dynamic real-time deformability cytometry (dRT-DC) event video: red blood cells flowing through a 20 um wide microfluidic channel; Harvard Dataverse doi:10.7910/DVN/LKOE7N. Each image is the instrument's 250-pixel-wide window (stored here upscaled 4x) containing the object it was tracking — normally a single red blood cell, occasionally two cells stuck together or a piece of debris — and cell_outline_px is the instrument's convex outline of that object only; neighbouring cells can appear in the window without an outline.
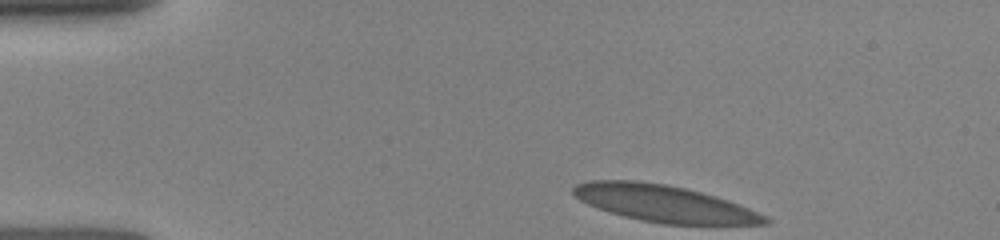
{"species": "human", "species_latin": "Homo sapiens", "temperature_condition": "room temperature", "stored_images_in_passage": 42, "camera_frame_rate_fps": 3000, "um_per_image_px": 0.085, "donor": {"sex": "female"}, "frame": {"image": 1, "passage_image": 1, "time_ms": 0.0, "image_size_px": [1000, 240], "cell_outline_px": [[772, 220], [768, 224], [664, 224], [640, 220], [608, 212], [588, 204], [580, 200], [572, 192], [572, 188], [576, 184], [592, 180], [632, 180], [664, 184], [684, 188], [700, 192], [736, 204], [756, 212]], "centroid_in_image_um": [56.38, 17.3], "position_along_channel_um": 28.6, "area_um2": 40.34}}
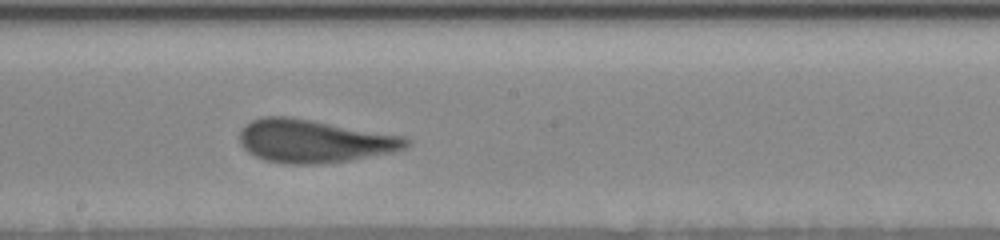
{"frame": {"image": 2, "passage_image": 27, "time_ms": 6.333, "image_size_px": [1000, 240], "cell_outline_px": [[412, 144], [404, 148], [392, 152], [348, 160], [320, 164], [288, 164], [264, 160], [248, 152], [240, 144], [240, 132], [252, 120], [264, 116], [288, 116], [408, 136], [412, 140]], "centroid_in_image_um": [26.75, 11.99], "position_along_channel_um": 221.5, "area_um2": 41.91}}
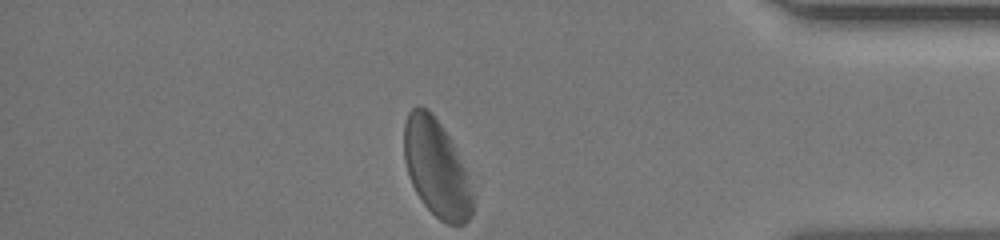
{"frame": {"image": 3, "passage_image": 41, "time_ms": 11.333, "image_size_px": [1000, 240], "cell_outline_px": [[472, 212], [468, 220], [464, 224], [448, 224], [440, 220], [424, 204], [416, 192], [412, 184], [404, 160], [404, 124], [408, 112], [416, 104], [428, 108], [432, 112], [448, 136], [468, 176], [472, 192]], "centroid_in_image_um": [37.07, 14.27], "position_along_channel_um": 398.1, "area_um2": 38.49}}